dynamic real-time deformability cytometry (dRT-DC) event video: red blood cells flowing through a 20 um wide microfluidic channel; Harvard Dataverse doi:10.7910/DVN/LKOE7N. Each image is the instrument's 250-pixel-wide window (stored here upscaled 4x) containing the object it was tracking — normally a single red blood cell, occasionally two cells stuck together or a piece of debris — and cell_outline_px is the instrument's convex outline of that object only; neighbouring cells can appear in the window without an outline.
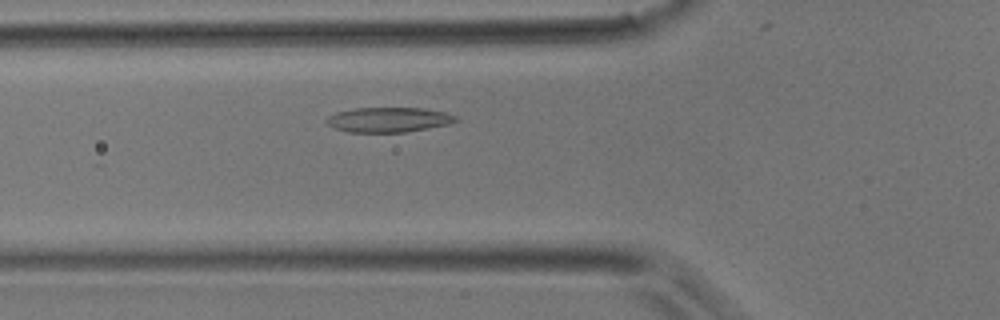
{"species": "common noctule bat (a hibernating species)", "species_latin": "Nyctalus noctula", "temperature_condition": "room temperature", "stored_images_in_passage": 38, "camera_frame_rate_fps": 3000, "um_per_image_px": 0.085, "animal": {"sex": "male", "body_mass_g": 17.9}, "frame": {"image": 1, "passage_image": 9, "time_ms": 2.667, "image_size_px": [1000, 320], "cell_outline_px": [[460, 120], [448, 124], [408, 132], [348, 132], [332, 128], [324, 120], [328, 116], [336, 112], [352, 108], [424, 108], [448, 112], [456, 116]], "centroid_in_image_um": [33.03, 10.17], "position_along_channel_um": 92.8, "area_um2": 19.02}}
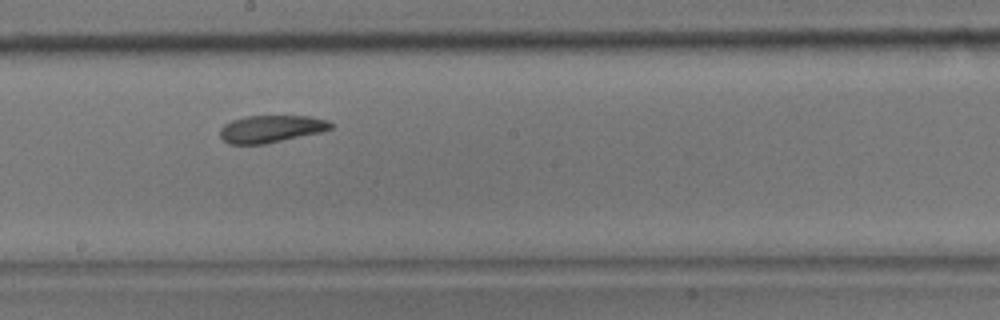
{"frame": {"image": 2, "passage_image": 18, "time_ms": 5.667, "image_size_px": [1000, 320], "cell_outline_px": [[332, 128], [320, 132], [264, 144], [228, 144], [220, 136], [220, 128], [224, 124], [232, 120], [244, 116], [308, 116], [328, 120], [332, 124]], "centroid_in_image_um": [23.01, 10.95], "position_along_channel_um": 225.2, "area_um2": 17.51}}
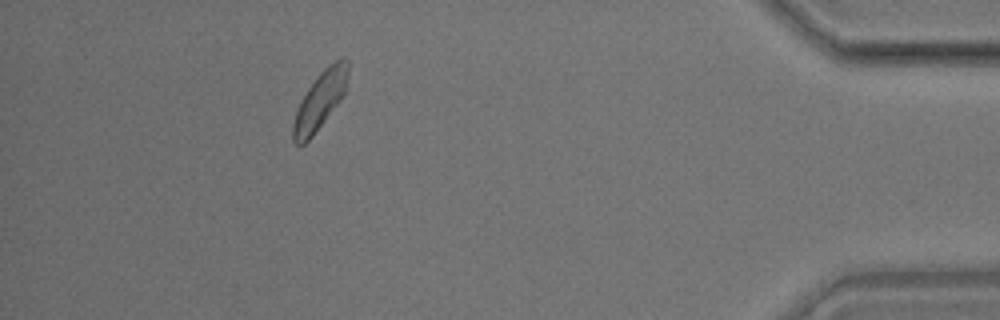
{"frame": {"image": 3, "passage_image": 34, "time_ms": 11.0, "image_size_px": [1000, 320], "cell_outline_px": [[348, 88], [340, 100], [312, 136], [304, 144], [296, 144], [292, 140], [292, 124], [300, 100], [308, 88], [320, 72], [328, 64], [340, 56], [344, 56], [348, 60]], "centroid_in_image_um": [27.23, 8.48], "position_along_channel_um": 408.0, "area_um2": 18.55}}